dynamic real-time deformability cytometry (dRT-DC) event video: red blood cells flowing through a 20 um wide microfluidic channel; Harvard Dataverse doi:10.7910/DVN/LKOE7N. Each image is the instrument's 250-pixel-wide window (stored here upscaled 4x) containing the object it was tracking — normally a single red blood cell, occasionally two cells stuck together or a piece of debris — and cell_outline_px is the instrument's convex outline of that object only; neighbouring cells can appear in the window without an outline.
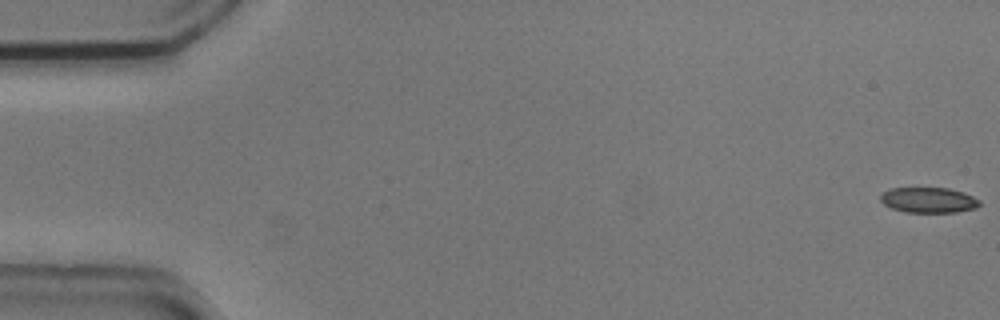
{"species": "common noctule bat (a hibernating species)", "species_latin": "Nyctalus noctula", "temperature_condition": "cold", "stored_images_in_passage": 10, "camera_frame_rate_fps": 3000, "um_per_image_px": 0.085, "animal": {"sex": "male", "body_mass_g": 20.5, "forearm_length_mm": 52.5}, "frame": {"image": 1, "passage_image": 1, "time_ms": 0.0, "image_size_px": [1000, 320], "cell_outline_px": [[980, 204], [976, 208], [956, 212], [908, 212], [892, 208], [884, 204], [880, 200], [880, 196], [888, 188], [948, 188], [964, 192], [980, 200]], "centroid_in_image_um": [78.94, 17.0], "position_along_channel_um": 6.1, "area_um2": 14.62}}